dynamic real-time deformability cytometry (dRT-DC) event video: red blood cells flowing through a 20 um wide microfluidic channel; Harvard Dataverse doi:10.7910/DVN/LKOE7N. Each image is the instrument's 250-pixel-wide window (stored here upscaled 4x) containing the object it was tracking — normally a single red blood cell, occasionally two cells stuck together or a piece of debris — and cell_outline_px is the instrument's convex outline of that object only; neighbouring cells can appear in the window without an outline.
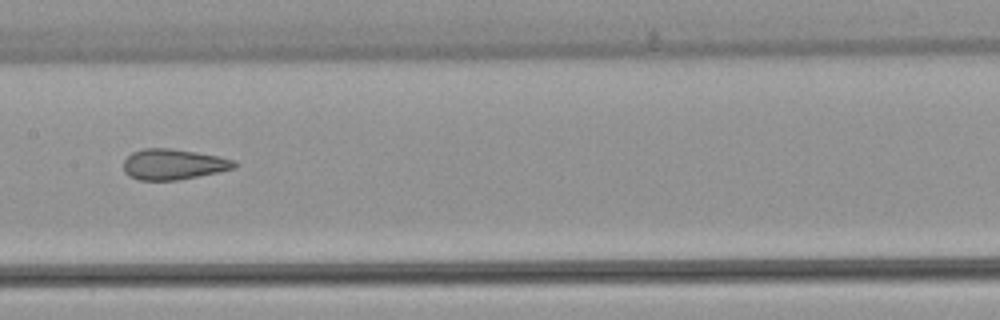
{"species": "common noctule bat (a hibernating species)", "species_latin": "Nyctalus noctula", "temperature_condition": "warm", "stored_images_in_passage": 35, "camera_frame_rate_fps": 3000, "um_per_image_px": 0.085, "animal": {"sex": "female", "body_mass_g": 22.7, "forearm_length_mm": 54.2}, "frame": {"image": 1, "passage_image": 11, "time_ms": 3.333, "image_size_px": [1000, 320], "cell_outline_px": [[240, 164], [236, 168], [176, 180], [140, 180], [128, 176], [124, 172], [124, 160], [132, 152], [144, 148], [168, 148], [196, 152], [220, 156], [236, 160]], "centroid_in_image_um": [14.76, 13.96], "position_along_channel_um": 192.6, "area_um2": 19.83}, "authors_computed_cell_mechanics": {"area_um2": 20.9236, "velocity_mm_per_s": 3.8961, "shape_relaxation_time_tau1_ms": null, "shape_relaxation_time_tau2_ms": 1.5407, "deformation_change_tau1": null, "deformation_change_tau2": 0.1123}}